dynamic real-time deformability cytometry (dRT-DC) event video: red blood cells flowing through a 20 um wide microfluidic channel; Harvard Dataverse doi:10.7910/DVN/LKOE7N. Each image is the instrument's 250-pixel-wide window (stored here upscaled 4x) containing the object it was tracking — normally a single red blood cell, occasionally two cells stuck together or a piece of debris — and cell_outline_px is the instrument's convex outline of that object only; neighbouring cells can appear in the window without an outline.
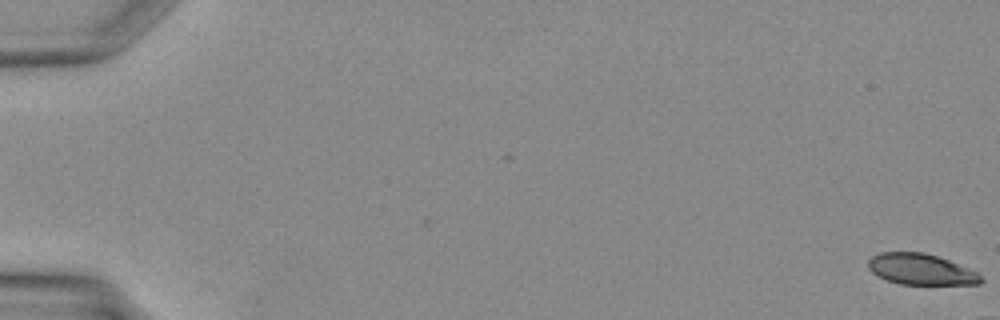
{"species": "Egyptian fruit bat (a non-hibernating species)", "species_latin": "Rousettus aegyptiacus", "temperature_condition": "warm", "stored_images_in_passage": 9, "camera_frame_rate_fps": 3000, "um_per_image_px": 0.085, "animal": {"sex": "female"}, "frame": {"image": 1, "passage_image": 1, "time_ms": 0.0, "image_size_px": [1000, 320], "cell_outline_px": [[984, 280], [980, 284], [900, 284], [888, 280], [872, 272], [868, 268], [868, 260], [872, 256], [880, 252], [924, 252], [948, 260], [980, 272]], "centroid_in_image_um": [78.32, 22.89], "position_along_channel_um": 6.7, "area_um2": 20.35}}